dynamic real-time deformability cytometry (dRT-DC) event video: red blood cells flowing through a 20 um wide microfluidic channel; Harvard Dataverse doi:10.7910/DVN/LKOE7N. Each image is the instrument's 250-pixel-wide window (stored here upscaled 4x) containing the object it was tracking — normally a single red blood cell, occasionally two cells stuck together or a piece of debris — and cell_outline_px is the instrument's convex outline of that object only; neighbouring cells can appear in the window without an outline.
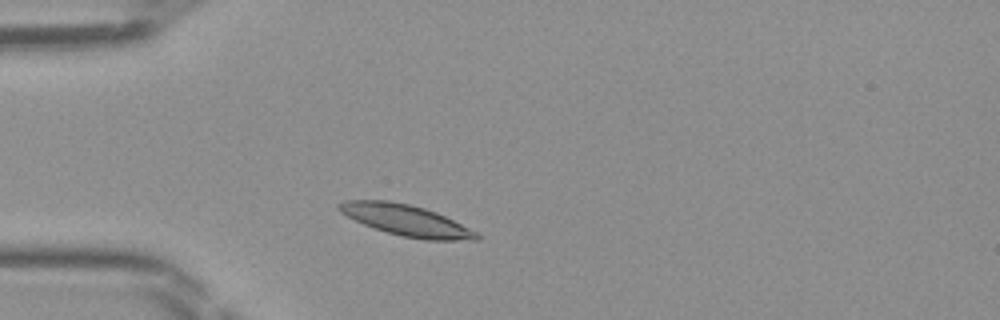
{"species": "Egyptian fruit bat (a non-hibernating species)", "species_latin": "Rousettus aegyptiacus", "temperature_condition": "room temperature", "stored_images_in_passage": 40, "camera_frame_rate_fps": 3000, "um_per_image_px": 0.085, "frame": {"image": 1, "passage_image": 5, "time_ms": 1.333, "image_size_px": [1000, 320], "cell_outline_px": [[480, 240], [424, 240], [404, 236], [388, 232], [364, 224], [340, 212], [336, 208], [336, 204], [344, 200], [388, 200], [408, 204], [424, 208], [436, 212], [476, 232], [480, 236]], "centroid_in_image_um": [34.5, 18.71], "position_along_channel_um": 50.5, "area_um2": 24.57}}
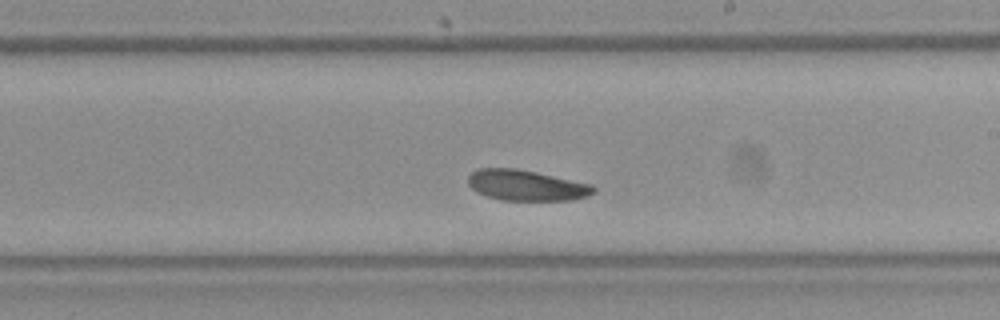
{"frame": {"image": 2, "passage_image": 20, "time_ms": 6.333, "image_size_px": [1000, 320], "cell_outline_px": [[596, 192], [588, 196], [572, 200], [500, 200], [476, 192], [468, 184], [468, 176], [476, 168], [516, 168], [536, 172], [592, 184], [596, 188]], "centroid_in_image_um": [44.74, 15.75], "position_along_channel_um": 244.3, "area_um2": 22.54}}
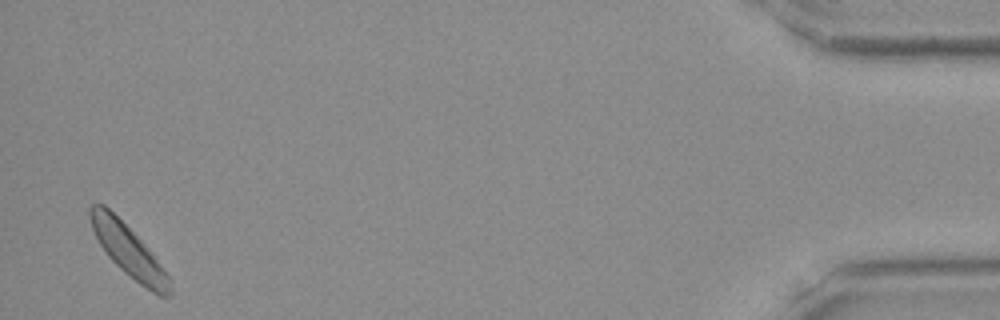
{"frame": {"image": 3, "passage_image": 39, "time_ms": 12.667, "image_size_px": [1000, 320], "cell_outline_px": [[172, 292], [168, 296], [160, 296], [152, 292], [140, 284], [124, 272], [108, 256], [100, 244], [92, 228], [88, 216], [88, 208], [92, 204], [104, 204], [140, 240], [160, 264], [168, 276]], "centroid_in_image_um": [10.88, 21.31], "position_along_channel_um": 424.3, "area_um2": 23.12}}